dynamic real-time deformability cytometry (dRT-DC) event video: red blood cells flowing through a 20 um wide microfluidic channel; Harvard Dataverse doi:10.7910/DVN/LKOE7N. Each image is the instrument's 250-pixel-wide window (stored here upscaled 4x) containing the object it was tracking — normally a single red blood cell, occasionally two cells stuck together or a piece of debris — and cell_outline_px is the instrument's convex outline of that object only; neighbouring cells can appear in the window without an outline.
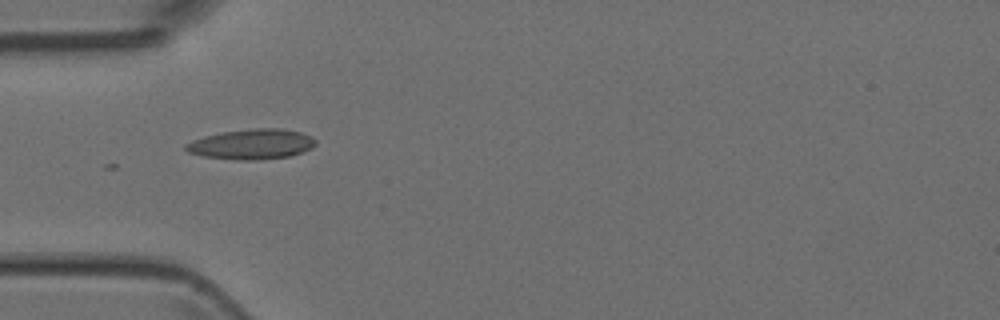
{"species": "Egyptian fruit bat (a non-hibernating species)", "species_latin": "Rousettus aegyptiacus", "temperature_condition": "room temperature", "stored_images_in_passage": 8, "camera_frame_rate_fps": 3000, "um_per_image_px": 0.085, "animal": {"sex": "female"}, "frame": {"image": 1, "passage_image": 4, "time_ms": 3.667, "image_size_px": [1000, 320], "cell_outline_px": [[316, 144], [312, 148], [288, 156], [256, 160], [236, 160], [204, 156], [188, 152], [184, 148], [184, 144], [192, 140], [204, 136], [220, 132], [252, 128], [280, 128], [300, 132], [312, 136], [316, 140]], "centroid_in_image_um": [21.37, 12.24], "position_along_channel_um": 63.6, "area_um2": 22.89}}
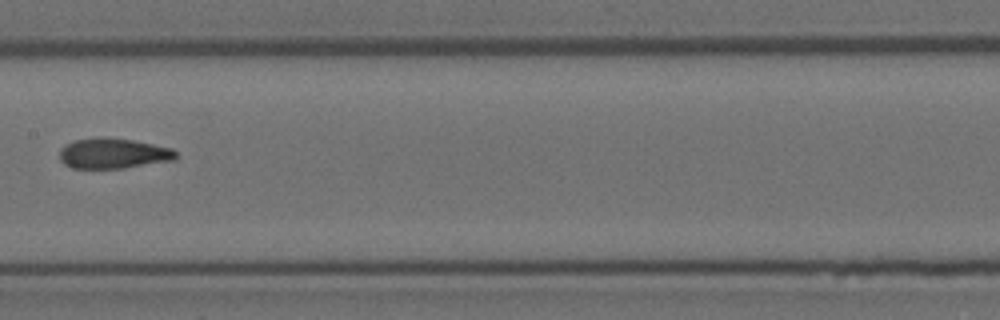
{"frame": {"image": 2, "passage_image": 7, "time_ms": 7.0, "image_size_px": [1000, 320], "cell_outline_px": [[176, 160], [124, 168], [72, 168], [64, 164], [60, 160], [60, 148], [76, 140], [132, 140], [172, 148], [176, 152]], "centroid_in_image_um": [9.67, 13.09], "position_along_channel_um": 197.7, "area_um2": 19.77}}
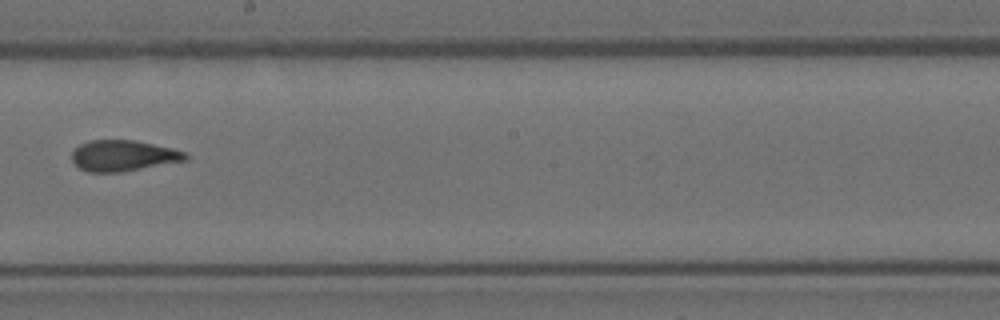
{"frame": {"image": 3, "passage_image": 8, "time_ms": 8.0, "image_size_px": [1000, 320], "cell_outline_px": [[188, 160], [120, 172], [88, 172], [80, 168], [72, 160], [72, 152], [80, 144], [88, 140], [136, 140], [172, 148], [184, 152], [188, 156]], "centroid_in_image_um": [10.47, 13.23], "position_along_channel_um": 237.7, "area_um2": 20.4}}